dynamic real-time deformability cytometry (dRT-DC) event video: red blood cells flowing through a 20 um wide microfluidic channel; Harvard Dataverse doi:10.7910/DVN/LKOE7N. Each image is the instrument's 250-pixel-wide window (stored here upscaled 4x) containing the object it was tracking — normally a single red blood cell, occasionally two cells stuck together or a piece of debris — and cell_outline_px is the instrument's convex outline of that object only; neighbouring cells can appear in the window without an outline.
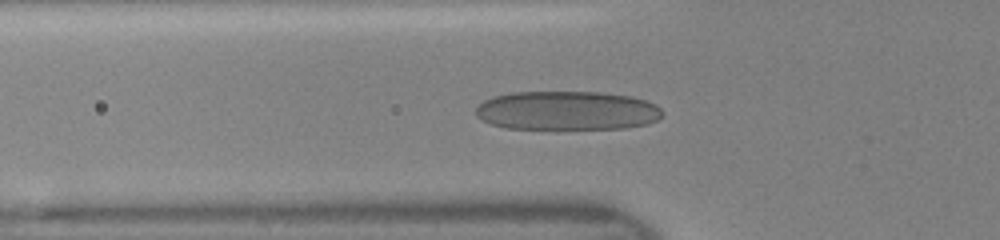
{"species": "human", "species_latin": "Homo sapiens", "temperature_condition": "room temperature", "stored_images_in_passage": 36, "camera_frame_rate_fps": 3000, "um_per_image_px": 0.085, "donor": {"sex": "female"}, "frame": {"image": 1, "passage_image": 13, "time_ms": 4.0, "image_size_px": [1000, 240], "cell_outline_px": [[664, 112], [656, 120], [648, 124], [624, 128], [508, 128], [492, 124], [476, 116], [476, 108], [484, 100], [492, 96], [512, 92], [600, 92], [632, 96], [656, 104]], "centroid_in_image_um": [48.21, 9.39], "position_along_channel_um": 77.6, "area_um2": 42.25}}
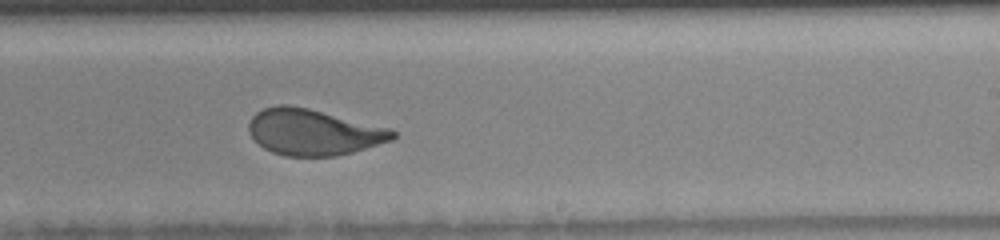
{"frame": {"image": 2, "passage_image": 26, "time_ms": 8.333, "image_size_px": [1000, 240], "cell_outline_px": [[396, 136], [392, 140], [352, 152], [336, 156], [284, 156], [272, 152], [264, 148], [248, 132], [248, 124], [252, 116], [256, 112], [264, 108], [276, 104], [288, 104], [308, 108], [392, 128], [396, 132]], "centroid_in_image_um": [26.64, 11.22], "position_along_channel_um": 262.4, "area_um2": 38.78}}
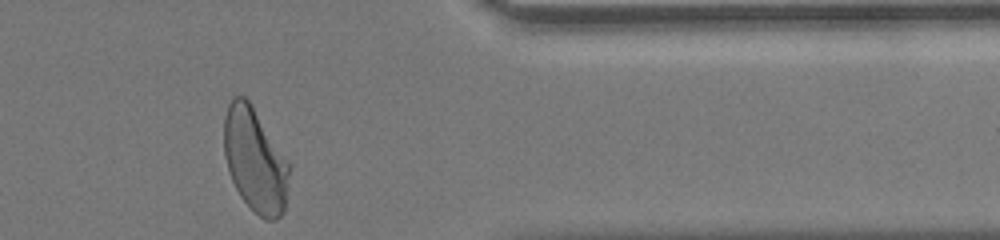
{"frame": {"image": 3, "passage_image": 36, "time_ms": 11.667, "image_size_px": [1000, 240], "cell_outline_px": [[292, 164], [284, 212], [276, 220], [264, 220], [240, 196], [232, 180], [224, 156], [224, 116], [228, 104], [232, 96], [244, 96], [248, 100]], "centroid_in_image_um": [21.71, 13.61], "position_along_channel_um": 389.7, "area_um2": 39.88}}